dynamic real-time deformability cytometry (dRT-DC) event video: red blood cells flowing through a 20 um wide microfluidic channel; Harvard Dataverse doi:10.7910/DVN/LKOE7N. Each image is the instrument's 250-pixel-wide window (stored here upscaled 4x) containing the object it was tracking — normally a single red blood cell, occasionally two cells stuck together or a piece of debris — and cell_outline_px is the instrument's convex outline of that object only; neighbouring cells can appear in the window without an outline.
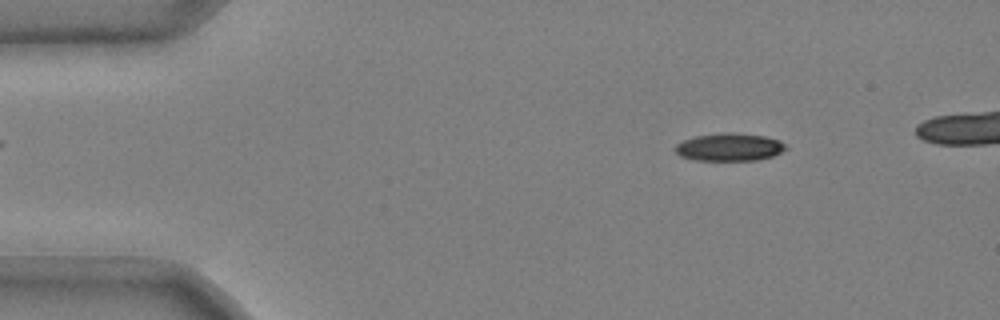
{"species": "common noctule bat (a hibernating species)", "species_latin": "Nyctalus noctula", "temperature_condition": "cold", "stored_images_in_passage": 49, "camera_frame_rate_fps": 3000, "um_per_image_px": 0.085, "animal": {"sex": "male", "body_mass_g": 20.4}, "frame": {"image": 1, "passage_image": 7, "time_ms": 2.0, "image_size_px": [1000, 320], "cell_outline_px": [[788, 148], [772, 156], [756, 160], [696, 160], [680, 156], [676, 152], [676, 144], [684, 140], [696, 136], [724, 132], [732, 132], [764, 136], [780, 140]], "centroid_in_image_um": [62.01, 12.5], "position_along_channel_um": 23.0, "area_um2": 17.74}}
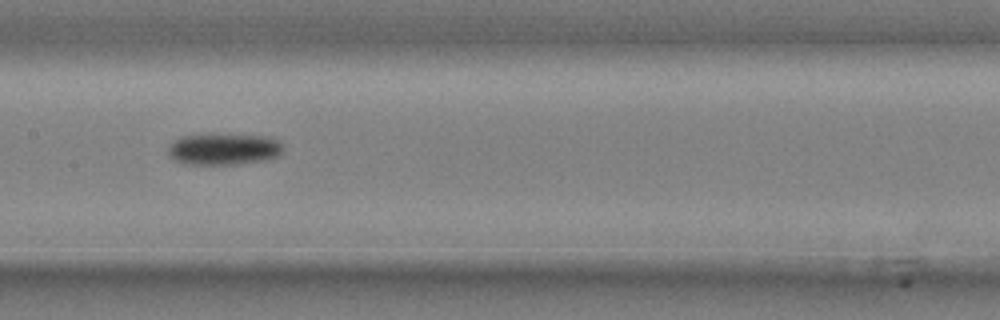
{"frame": {"image": 2, "passage_image": 26, "time_ms": 8.333, "image_size_px": [1000, 320], "cell_outline_px": [[284, 152], [280, 156], [268, 160], [236, 164], [184, 164], [172, 160], [168, 156], [168, 144], [180, 136], [268, 136], [280, 140], [284, 148]], "centroid_in_image_um": [19.05, 12.71], "position_along_channel_um": 188.4, "area_um2": 21.1}}
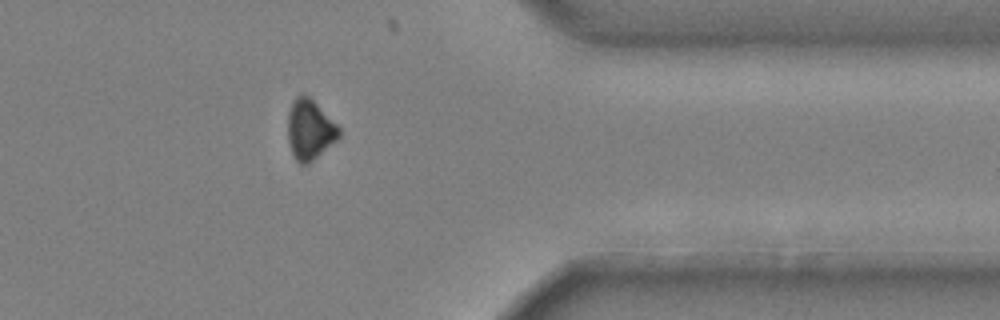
{"frame": {"image": 3, "passage_image": 43, "time_ms": 14.0, "image_size_px": [1000, 320], "cell_outline_px": [[340, 136], [336, 140], [308, 164], [300, 164], [292, 156], [288, 140], [288, 112], [292, 100], [296, 96], [308, 96], [340, 128]], "centroid_in_image_um": [26.3, 11.04], "position_along_channel_um": 385.1, "area_um2": 17.63}, "authors_computed_cell_mechanics": {"area_um2": 19.7676, "velocity_mm_per_s": 3.7198, "shape_relaxation_time_tau1_ms": 6.9087, "shape_relaxation_time_tau2_ms": null, "deformation_change_tau1": 0.1399, "deformation_change_tau2": null}}